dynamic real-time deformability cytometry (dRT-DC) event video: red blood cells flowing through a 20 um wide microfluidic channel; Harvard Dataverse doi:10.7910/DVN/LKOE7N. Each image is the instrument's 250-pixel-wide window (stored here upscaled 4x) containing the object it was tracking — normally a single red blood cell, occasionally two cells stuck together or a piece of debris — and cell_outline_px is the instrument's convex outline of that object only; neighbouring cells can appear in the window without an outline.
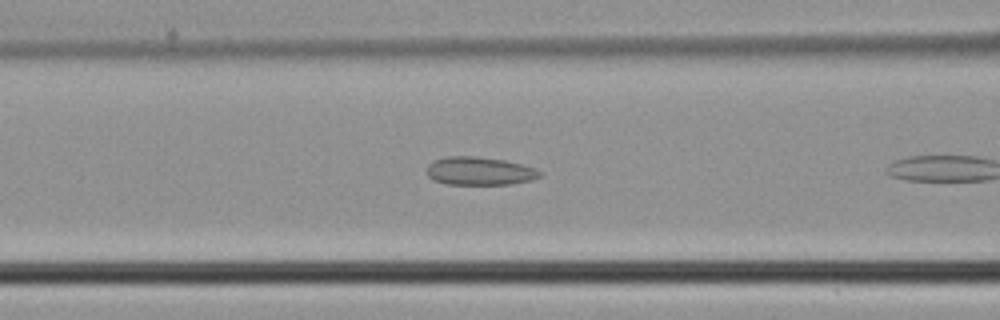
{"species": "common noctule bat (a hibernating species)", "species_latin": "Nyctalus noctula", "temperature_condition": "cold", "stored_images_in_passage": 7, "camera_frame_rate_fps": 3000, "um_per_image_px": 0.085, "animal": {"sex": "male", "body_mass_g": 21.5, "forearm_length_mm": 52.0}, "frame": {"image": 1, "passage_image": 6, "time_ms": 1.667, "image_size_px": [1000, 320], "cell_outline_px": [[544, 172], [540, 176], [532, 180], [512, 184], [448, 184], [432, 180], [428, 176], [428, 164], [436, 160], [448, 156], [476, 156], [504, 160], [536, 168]], "centroid_in_image_um": [40.8, 14.54], "position_along_channel_um": 125.8, "area_um2": 18.55}}